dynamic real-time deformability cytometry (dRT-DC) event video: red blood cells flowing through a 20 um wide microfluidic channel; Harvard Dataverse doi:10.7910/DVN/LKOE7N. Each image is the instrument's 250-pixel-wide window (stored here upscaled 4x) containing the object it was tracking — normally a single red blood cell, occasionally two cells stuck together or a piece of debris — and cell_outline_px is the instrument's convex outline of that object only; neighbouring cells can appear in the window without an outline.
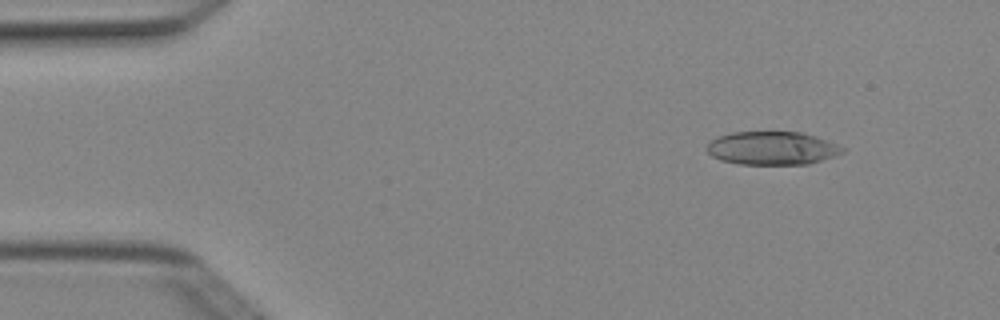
{"species": "Egyptian fruit bat (a non-hibernating species)", "species_latin": "Rousettus aegyptiacus", "temperature_condition": "cold", "stored_images_in_passage": 4, "camera_frame_rate_fps": 3000, "um_per_image_px": 0.085, "animal": {"sex": "female"}, "frame": {"image": 1, "passage_image": 2, "time_ms": 0.333, "image_size_px": [1000, 320], "cell_outline_px": [[848, 148], [844, 152], [836, 156], [808, 164], [740, 164], [720, 160], [712, 156], [704, 148], [716, 136], [732, 132], [800, 132], [816, 136], [828, 140]], "centroid_in_image_um": [65.66, 12.59], "position_along_channel_um": 19.3, "area_um2": 26.59}}